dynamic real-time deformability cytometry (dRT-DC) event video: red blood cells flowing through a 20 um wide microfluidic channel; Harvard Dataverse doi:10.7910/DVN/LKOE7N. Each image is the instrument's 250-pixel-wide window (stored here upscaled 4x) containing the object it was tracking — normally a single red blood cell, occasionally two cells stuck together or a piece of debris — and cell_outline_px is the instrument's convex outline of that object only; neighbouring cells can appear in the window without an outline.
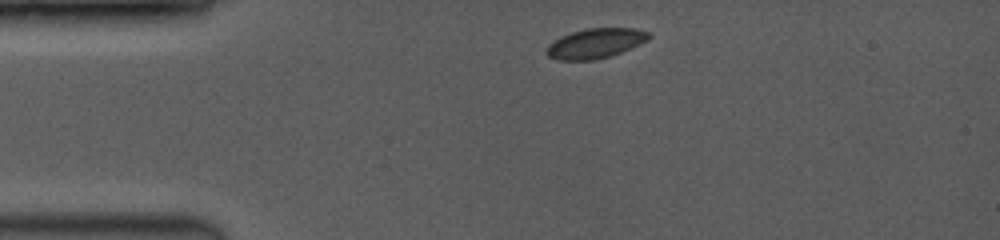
{"species": "common noctule bat (a hibernating species)", "species_latin": "Nyctalus noctula", "temperature_condition": "room temperature", "stored_images_in_passage": 38, "camera_frame_rate_fps": 3500, "um_per_image_px": 0.085, "animal": {"sex": "female", "body_mass_g": 19.0, "forearm_length_mm": 53.3}, "frame": {"image": 1, "passage_image": 1, "time_ms": 0.0, "image_size_px": [1000, 240], "cell_outline_px": [[652, 36], [648, 40], [640, 44], [620, 52], [596, 60], [556, 60], [548, 56], [548, 44], [572, 32], [588, 28], [632, 28], [648, 32]], "centroid_in_image_um": [50.64, 3.69], "position_along_channel_um": 34.4, "area_um2": 17.46}}
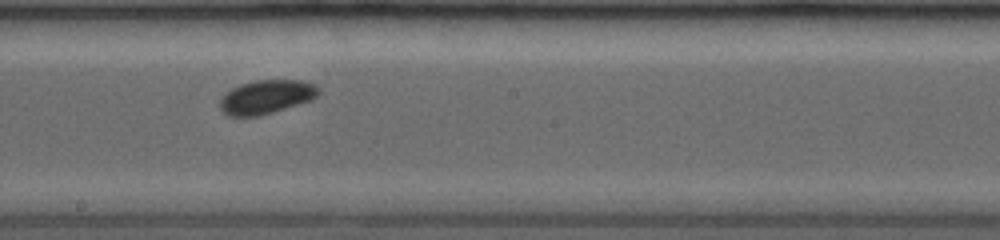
{"frame": {"image": 2, "passage_image": 21, "time_ms": 5.714, "image_size_px": [1000, 240], "cell_outline_px": [[320, 92], [312, 100], [260, 116], [228, 116], [220, 108], [220, 100], [232, 88], [240, 84], [256, 80], [304, 80], [316, 84], [320, 88]], "centroid_in_image_um": [22.69, 8.23], "position_along_channel_um": 225.5, "area_um2": 19.48}}
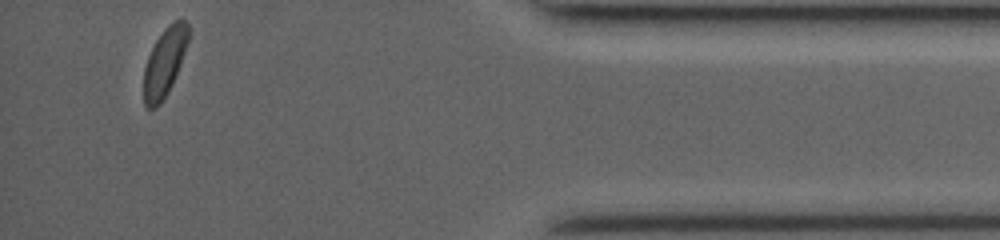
{"frame": {"image": 3, "passage_image": 38, "time_ms": 11.429, "image_size_px": [1000, 240], "cell_outline_px": [[188, 40], [180, 64], [172, 84], [168, 92], [160, 104], [156, 108], [148, 108], [144, 104], [144, 68], [148, 56], [156, 40], [164, 28], [168, 24], [180, 16], [188, 20]], "centroid_in_image_um": [14.0, 5.24], "position_along_channel_um": 421.2, "area_um2": 17.8}, "authors_computed_cell_mechanics": {"area_um2": 19.1896, "velocity_mm_per_s": 4.0618, "shape_relaxation_time_tau1_ms": 2.7075, "shape_relaxation_time_tau2_ms": null, "deformation_change_tau1": 0.0478, "deformation_change_tau2": null}}